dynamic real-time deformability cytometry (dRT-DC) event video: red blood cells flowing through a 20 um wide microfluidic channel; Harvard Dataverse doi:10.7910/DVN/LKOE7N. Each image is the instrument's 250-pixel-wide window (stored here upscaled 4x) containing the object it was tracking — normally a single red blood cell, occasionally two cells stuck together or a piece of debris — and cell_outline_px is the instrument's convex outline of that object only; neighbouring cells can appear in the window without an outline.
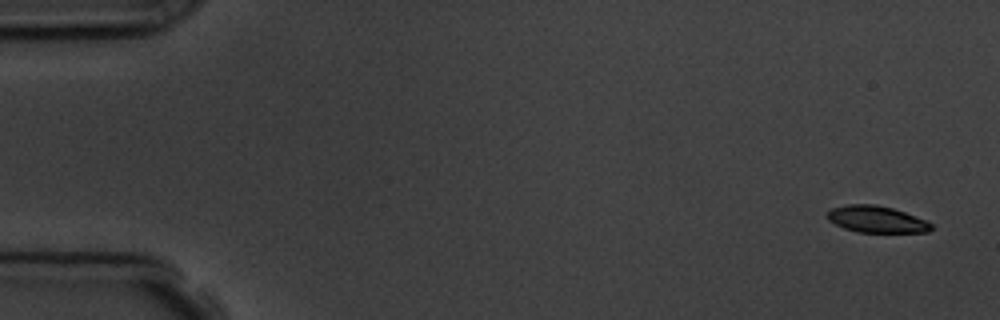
{"species": "common noctule bat (a hibernating species)", "species_latin": "Nyctalus noctula", "temperature_condition": "room temperature", "stored_images_in_passage": 4, "camera_frame_rate_fps": 3000, "um_per_image_px": 0.085, "animal": {"sex": "male", "body_mass_g": 19.5, "forearm_length_mm": 54.6}, "frame": {"image": 1, "passage_image": 1, "time_ms": 0.0, "image_size_px": [1000, 320], "cell_outline_px": [[932, 228], [928, 232], [856, 232], [844, 228], [828, 220], [828, 212], [832, 208], [848, 204], [876, 204], [892, 208], [904, 212], [924, 220], [932, 224]], "centroid_in_image_um": [74.49, 18.64], "position_along_channel_um": 10.5, "area_um2": 15.95}}